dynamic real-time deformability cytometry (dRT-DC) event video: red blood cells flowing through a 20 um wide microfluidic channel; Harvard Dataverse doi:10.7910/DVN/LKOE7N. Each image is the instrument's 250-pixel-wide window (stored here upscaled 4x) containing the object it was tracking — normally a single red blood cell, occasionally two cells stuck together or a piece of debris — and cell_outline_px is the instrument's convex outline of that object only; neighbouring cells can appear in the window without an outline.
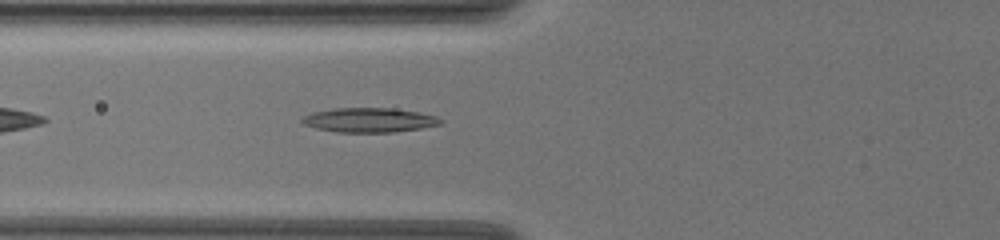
{"species": "common noctule bat (a hibernating species)", "species_latin": "Nyctalus noctula", "temperature_condition": "warm", "stored_images_in_passage": 39, "camera_frame_rate_fps": 3000, "um_per_image_px": 0.085, "animal": {"sex": "female", "body_mass_g": 19.5, "forearm_length_mm": 54.1}, "frame": {"image": 1, "passage_image": 6, "time_ms": 1.667, "image_size_px": [1000, 240], "cell_outline_px": [[444, 120], [440, 124], [420, 128], [392, 132], [336, 132], [316, 128], [304, 124], [300, 120], [304, 116], [312, 112], [336, 108], [392, 108], [416, 112], [436, 116]], "centroid_in_image_um": [31.36, 10.2], "position_along_channel_um": 94.4, "area_um2": 19.54}}
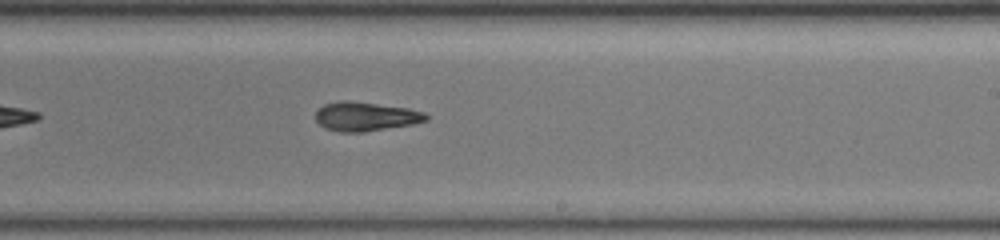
{"frame": {"image": 2, "passage_image": 19, "time_ms": 6.0, "image_size_px": [1000, 240], "cell_outline_px": [[428, 120], [412, 124], [364, 132], [340, 132], [324, 128], [316, 120], [316, 112], [324, 104], [344, 100], [348, 100], [408, 108], [424, 112], [428, 116]], "centroid_in_image_um": [31.07, 9.9], "position_along_channel_um": 257.9, "area_um2": 18.61}}
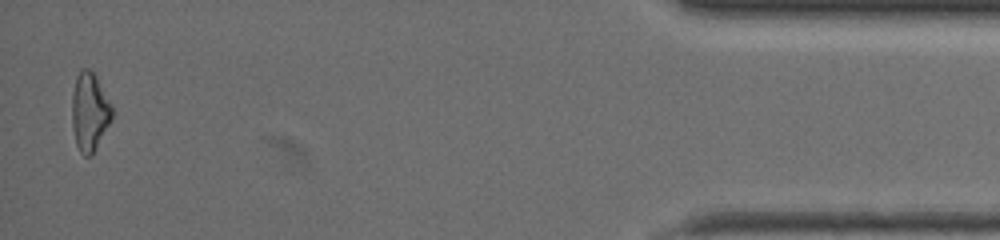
{"frame": {"image": 3, "passage_image": 38, "time_ms": 12.333, "image_size_px": [1000, 240], "cell_outline_px": [[112, 120], [92, 156], [84, 156], [80, 152], [76, 144], [72, 128], [72, 92], [76, 76], [80, 68], [88, 68], [96, 76], [112, 108]], "centroid_in_image_um": [7.6, 9.52], "position_along_channel_um": 427.6, "area_um2": 18.38}, "authors_computed_cell_mechanics": {"area_um2": 18.4382, "velocity_mm_per_s": 3.768, "shape_relaxation_time_tau1_ms": 9.6164, "shape_relaxation_time_tau2_ms": 2.6673, "deformation_change_tau1": 0.2725, "deformation_change_tau2": 0.102}}